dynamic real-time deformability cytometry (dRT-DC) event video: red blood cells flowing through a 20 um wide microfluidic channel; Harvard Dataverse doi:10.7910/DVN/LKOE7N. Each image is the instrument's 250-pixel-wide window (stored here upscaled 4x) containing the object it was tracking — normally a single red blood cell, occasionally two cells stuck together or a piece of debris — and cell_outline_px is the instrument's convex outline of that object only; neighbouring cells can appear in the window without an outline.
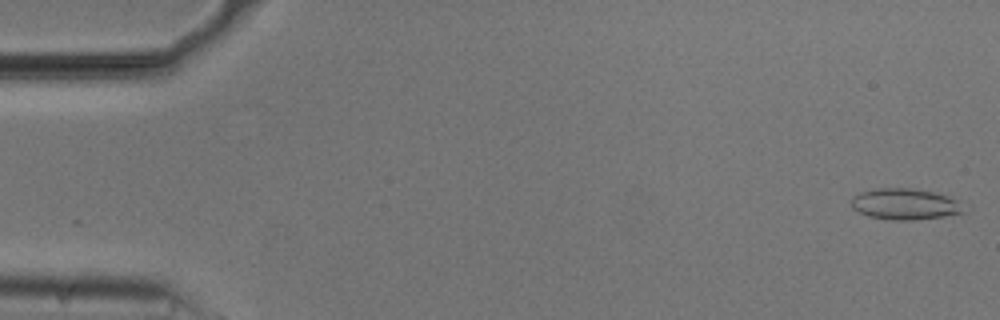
{"species": "common noctule bat (a hibernating species)", "species_latin": "Nyctalus noctula", "temperature_condition": "cold", "stored_images_in_passage": 53, "camera_frame_rate_fps": 3000, "um_per_image_px": 0.085, "animal": {"sex": "male", "body_mass_g": 20.5, "forearm_length_mm": 52.5}, "frame": {"image": 1, "passage_image": 1, "time_ms": 0.0, "image_size_px": [1000, 320], "cell_outline_px": [[964, 212], [944, 216], [912, 220], [892, 220], [868, 216], [852, 208], [852, 196], [860, 192], [880, 188], [908, 188], [932, 192], [948, 196]], "centroid_in_image_um": [76.81, 17.35], "position_along_channel_um": 8.2, "area_um2": 19.77}}
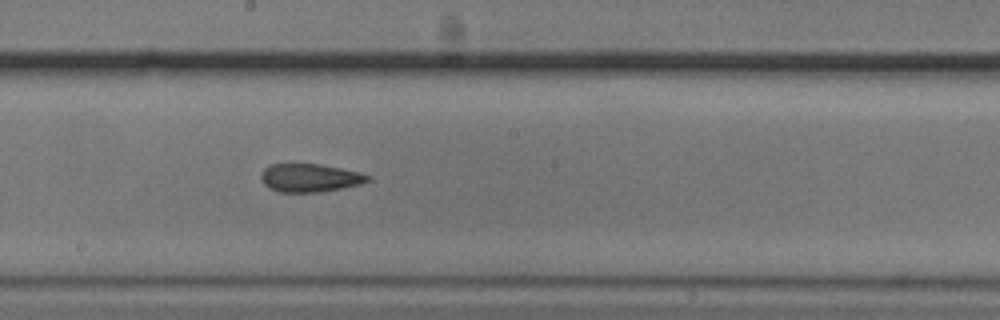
{"frame": {"image": 2, "passage_image": 29, "time_ms": 9.333, "image_size_px": [1000, 320], "cell_outline_px": [[372, 180], [360, 184], [320, 192], [280, 192], [268, 188], [264, 184], [260, 176], [264, 168], [272, 164], [320, 164], [360, 172], [372, 176]], "centroid_in_image_um": [26.35, 15.12], "position_along_channel_um": 221.8, "area_um2": 17.57}}
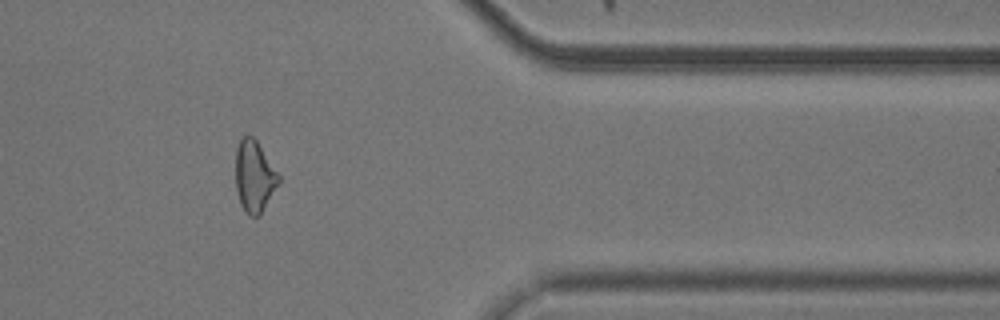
{"frame": {"image": 3, "passage_image": 44, "time_ms": 14.333, "image_size_px": [1000, 320], "cell_outline_px": [[280, 180], [260, 216], [248, 216], [244, 212], [240, 204], [236, 188], [236, 148], [240, 140], [244, 136], [252, 136], [256, 140], [280, 176]], "centroid_in_image_um": [21.6, 15.03], "position_along_channel_um": 389.8, "area_um2": 17.8}, "authors_computed_cell_mechanics": {"area_um2": 18.207, "velocity_mm_per_s": 3.7455, "shape_relaxation_time_tau1_ms": 5.5561, "shape_relaxation_time_tau2_ms": 2.4324, "deformation_change_tau1": 0.1525, "deformation_change_tau2": 0.1101}}